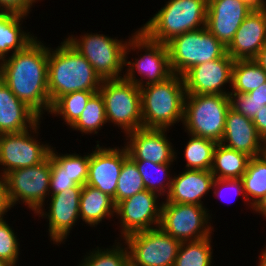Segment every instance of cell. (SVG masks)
I'll return each instance as SVG.
<instances>
[{
  "instance_id": "1",
  "label": "cell",
  "mask_w": 266,
  "mask_h": 266,
  "mask_svg": "<svg viewBox=\"0 0 266 266\" xmlns=\"http://www.w3.org/2000/svg\"><path fill=\"white\" fill-rule=\"evenodd\" d=\"M48 53L49 47L36 37L24 49L0 61V79L40 118L45 110H51Z\"/></svg>"
},
{
  "instance_id": "2",
  "label": "cell",
  "mask_w": 266,
  "mask_h": 266,
  "mask_svg": "<svg viewBox=\"0 0 266 266\" xmlns=\"http://www.w3.org/2000/svg\"><path fill=\"white\" fill-rule=\"evenodd\" d=\"M48 53V92L52 104L62 95L76 91L98 92L102 79L92 65L64 39Z\"/></svg>"
},
{
  "instance_id": "3",
  "label": "cell",
  "mask_w": 266,
  "mask_h": 266,
  "mask_svg": "<svg viewBox=\"0 0 266 266\" xmlns=\"http://www.w3.org/2000/svg\"><path fill=\"white\" fill-rule=\"evenodd\" d=\"M143 127L171 129L183 122L185 85L181 75L140 88Z\"/></svg>"
},
{
  "instance_id": "4",
  "label": "cell",
  "mask_w": 266,
  "mask_h": 266,
  "mask_svg": "<svg viewBox=\"0 0 266 266\" xmlns=\"http://www.w3.org/2000/svg\"><path fill=\"white\" fill-rule=\"evenodd\" d=\"M208 0H168L139 28L151 40L167 44L174 37L205 27Z\"/></svg>"
},
{
  "instance_id": "5",
  "label": "cell",
  "mask_w": 266,
  "mask_h": 266,
  "mask_svg": "<svg viewBox=\"0 0 266 266\" xmlns=\"http://www.w3.org/2000/svg\"><path fill=\"white\" fill-rule=\"evenodd\" d=\"M229 108L226 95L186 94L182 125L188 134L220 143Z\"/></svg>"
},
{
  "instance_id": "6",
  "label": "cell",
  "mask_w": 266,
  "mask_h": 266,
  "mask_svg": "<svg viewBox=\"0 0 266 266\" xmlns=\"http://www.w3.org/2000/svg\"><path fill=\"white\" fill-rule=\"evenodd\" d=\"M135 49L136 51L138 49V52L139 50H144L141 52L145 53L143 55H138V57H140L137 59L135 58L134 62L127 61V55L131 50L135 51ZM124 66H128V70L126 69V72L123 73V78L134 83L139 88L165 81L173 75L167 45L151 40L140 29L137 30L134 35L132 33L131 38L129 37L125 48ZM136 72L141 75L142 79L136 78Z\"/></svg>"
},
{
  "instance_id": "7",
  "label": "cell",
  "mask_w": 266,
  "mask_h": 266,
  "mask_svg": "<svg viewBox=\"0 0 266 266\" xmlns=\"http://www.w3.org/2000/svg\"><path fill=\"white\" fill-rule=\"evenodd\" d=\"M173 74L183 76L190 68L224 57L227 48L206 27L183 33L167 44Z\"/></svg>"
},
{
  "instance_id": "8",
  "label": "cell",
  "mask_w": 266,
  "mask_h": 266,
  "mask_svg": "<svg viewBox=\"0 0 266 266\" xmlns=\"http://www.w3.org/2000/svg\"><path fill=\"white\" fill-rule=\"evenodd\" d=\"M105 104L107 122L127 134L143 127L140 88L120 79L103 80L99 89Z\"/></svg>"
},
{
  "instance_id": "9",
  "label": "cell",
  "mask_w": 266,
  "mask_h": 266,
  "mask_svg": "<svg viewBox=\"0 0 266 266\" xmlns=\"http://www.w3.org/2000/svg\"><path fill=\"white\" fill-rule=\"evenodd\" d=\"M74 35L65 38L74 49L92 65L102 80L123 78L126 41L104 34L86 33L80 38Z\"/></svg>"
},
{
  "instance_id": "10",
  "label": "cell",
  "mask_w": 266,
  "mask_h": 266,
  "mask_svg": "<svg viewBox=\"0 0 266 266\" xmlns=\"http://www.w3.org/2000/svg\"><path fill=\"white\" fill-rule=\"evenodd\" d=\"M50 175V155L40 164L6 173L7 197L11 208L20 201L34 214L43 208L45 198L50 195Z\"/></svg>"
},
{
  "instance_id": "11",
  "label": "cell",
  "mask_w": 266,
  "mask_h": 266,
  "mask_svg": "<svg viewBox=\"0 0 266 266\" xmlns=\"http://www.w3.org/2000/svg\"><path fill=\"white\" fill-rule=\"evenodd\" d=\"M200 205L162 202L159 228L180 242L211 236V215Z\"/></svg>"
},
{
  "instance_id": "12",
  "label": "cell",
  "mask_w": 266,
  "mask_h": 266,
  "mask_svg": "<svg viewBox=\"0 0 266 266\" xmlns=\"http://www.w3.org/2000/svg\"><path fill=\"white\" fill-rule=\"evenodd\" d=\"M130 266H174L181 242L159 227L127 235Z\"/></svg>"
},
{
  "instance_id": "13",
  "label": "cell",
  "mask_w": 266,
  "mask_h": 266,
  "mask_svg": "<svg viewBox=\"0 0 266 266\" xmlns=\"http://www.w3.org/2000/svg\"><path fill=\"white\" fill-rule=\"evenodd\" d=\"M40 122L39 120L31 129L20 133L0 135V166L4 167L0 172L2 175L12 170L40 164L50 155L52 146L36 140Z\"/></svg>"
},
{
  "instance_id": "14",
  "label": "cell",
  "mask_w": 266,
  "mask_h": 266,
  "mask_svg": "<svg viewBox=\"0 0 266 266\" xmlns=\"http://www.w3.org/2000/svg\"><path fill=\"white\" fill-rule=\"evenodd\" d=\"M157 198V193L143 190L116 204L115 215L120 219L121 239L131 233L159 227L162 204Z\"/></svg>"
},
{
  "instance_id": "15",
  "label": "cell",
  "mask_w": 266,
  "mask_h": 266,
  "mask_svg": "<svg viewBox=\"0 0 266 266\" xmlns=\"http://www.w3.org/2000/svg\"><path fill=\"white\" fill-rule=\"evenodd\" d=\"M235 60L227 53L224 57L190 68L182 77L186 94H221L230 92L224 85H232V70ZM224 89V90H223Z\"/></svg>"
},
{
  "instance_id": "16",
  "label": "cell",
  "mask_w": 266,
  "mask_h": 266,
  "mask_svg": "<svg viewBox=\"0 0 266 266\" xmlns=\"http://www.w3.org/2000/svg\"><path fill=\"white\" fill-rule=\"evenodd\" d=\"M82 186L66 189L58 194L51 195L49 212L41 208L35 214L49 220L48 233L53 244L60 245L68 237L72 227L80 219V195ZM79 218V219H78Z\"/></svg>"
},
{
  "instance_id": "17",
  "label": "cell",
  "mask_w": 266,
  "mask_h": 266,
  "mask_svg": "<svg viewBox=\"0 0 266 266\" xmlns=\"http://www.w3.org/2000/svg\"><path fill=\"white\" fill-rule=\"evenodd\" d=\"M167 129L139 128L127 134L125 148L133 161L172 164L177 152L167 138Z\"/></svg>"
},
{
  "instance_id": "18",
  "label": "cell",
  "mask_w": 266,
  "mask_h": 266,
  "mask_svg": "<svg viewBox=\"0 0 266 266\" xmlns=\"http://www.w3.org/2000/svg\"><path fill=\"white\" fill-rule=\"evenodd\" d=\"M255 8L245 0H208L206 29L226 48Z\"/></svg>"
},
{
  "instance_id": "19",
  "label": "cell",
  "mask_w": 266,
  "mask_h": 266,
  "mask_svg": "<svg viewBox=\"0 0 266 266\" xmlns=\"http://www.w3.org/2000/svg\"><path fill=\"white\" fill-rule=\"evenodd\" d=\"M90 153L89 172L86 185L99 189L111 198L116 196V187L123 162L129 157L124 147L106 148L99 145Z\"/></svg>"
},
{
  "instance_id": "20",
  "label": "cell",
  "mask_w": 266,
  "mask_h": 266,
  "mask_svg": "<svg viewBox=\"0 0 266 266\" xmlns=\"http://www.w3.org/2000/svg\"><path fill=\"white\" fill-rule=\"evenodd\" d=\"M266 44V7L255 8L235 32L227 53L234 60L254 59Z\"/></svg>"
},
{
  "instance_id": "21",
  "label": "cell",
  "mask_w": 266,
  "mask_h": 266,
  "mask_svg": "<svg viewBox=\"0 0 266 266\" xmlns=\"http://www.w3.org/2000/svg\"><path fill=\"white\" fill-rule=\"evenodd\" d=\"M227 148L257 157L266 152V144L260 137L252 119L229 108L225 129L220 142Z\"/></svg>"
},
{
  "instance_id": "22",
  "label": "cell",
  "mask_w": 266,
  "mask_h": 266,
  "mask_svg": "<svg viewBox=\"0 0 266 266\" xmlns=\"http://www.w3.org/2000/svg\"><path fill=\"white\" fill-rule=\"evenodd\" d=\"M174 175L165 201L203 206L201 198L212 189L214 181L211 171L186 169Z\"/></svg>"
},
{
  "instance_id": "23",
  "label": "cell",
  "mask_w": 266,
  "mask_h": 266,
  "mask_svg": "<svg viewBox=\"0 0 266 266\" xmlns=\"http://www.w3.org/2000/svg\"><path fill=\"white\" fill-rule=\"evenodd\" d=\"M41 118L0 79V135L31 129Z\"/></svg>"
},
{
  "instance_id": "24",
  "label": "cell",
  "mask_w": 266,
  "mask_h": 266,
  "mask_svg": "<svg viewBox=\"0 0 266 266\" xmlns=\"http://www.w3.org/2000/svg\"><path fill=\"white\" fill-rule=\"evenodd\" d=\"M241 179L247 205L261 214L266 209V152L250 158Z\"/></svg>"
},
{
  "instance_id": "25",
  "label": "cell",
  "mask_w": 266,
  "mask_h": 266,
  "mask_svg": "<svg viewBox=\"0 0 266 266\" xmlns=\"http://www.w3.org/2000/svg\"><path fill=\"white\" fill-rule=\"evenodd\" d=\"M113 198L90 185L82 186L79 214L90 227L97 226L102 220L115 215Z\"/></svg>"
},
{
  "instance_id": "26",
  "label": "cell",
  "mask_w": 266,
  "mask_h": 266,
  "mask_svg": "<svg viewBox=\"0 0 266 266\" xmlns=\"http://www.w3.org/2000/svg\"><path fill=\"white\" fill-rule=\"evenodd\" d=\"M25 17L23 14L0 12V61L7 58L9 52L13 54L24 49L36 38L22 30Z\"/></svg>"
},
{
  "instance_id": "27",
  "label": "cell",
  "mask_w": 266,
  "mask_h": 266,
  "mask_svg": "<svg viewBox=\"0 0 266 266\" xmlns=\"http://www.w3.org/2000/svg\"><path fill=\"white\" fill-rule=\"evenodd\" d=\"M250 156L217 143L213 152L211 173L218 179H241Z\"/></svg>"
},
{
  "instance_id": "28",
  "label": "cell",
  "mask_w": 266,
  "mask_h": 266,
  "mask_svg": "<svg viewBox=\"0 0 266 266\" xmlns=\"http://www.w3.org/2000/svg\"><path fill=\"white\" fill-rule=\"evenodd\" d=\"M266 82V73L253 60H235L230 93L245 94Z\"/></svg>"
},
{
  "instance_id": "29",
  "label": "cell",
  "mask_w": 266,
  "mask_h": 266,
  "mask_svg": "<svg viewBox=\"0 0 266 266\" xmlns=\"http://www.w3.org/2000/svg\"><path fill=\"white\" fill-rule=\"evenodd\" d=\"M108 123L105 113V104L100 92L94 93L86 104L79 118L70 126L82 134H97L104 124Z\"/></svg>"
},
{
  "instance_id": "30",
  "label": "cell",
  "mask_w": 266,
  "mask_h": 266,
  "mask_svg": "<svg viewBox=\"0 0 266 266\" xmlns=\"http://www.w3.org/2000/svg\"><path fill=\"white\" fill-rule=\"evenodd\" d=\"M212 236L196 241L181 242L174 266H211Z\"/></svg>"
},
{
  "instance_id": "31",
  "label": "cell",
  "mask_w": 266,
  "mask_h": 266,
  "mask_svg": "<svg viewBox=\"0 0 266 266\" xmlns=\"http://www.w3.org/2000/svg\"><path fill=\"white\" fill-rule=\"evenodd\" d=\"M134 162L136 163L137 169L142 176L145 189L155 192L161 197L164 195L167 196L173 178L169 171L172 164H155L149 161Z\"/></svg>"
},
{
  "instance_id": "32",
  "label": "cell",
  "mask_w": 266,
  "mask_h": 266,
  "mask_svg": "<svg viewBox=\"0 0 266 266\" xmlns=\"http://www.w3.org/2000/svg\"><path fill=\"white\" fill-rule=\"evenodd\" d=\"M189 137L191 138L183 151L187 161L185 169L210 171L213 164V152L217 143L191 134Z\"/></svg>"
},
{
  "instance_id": "33",
  "label": "cell",
  "mask_w": 266,
  "mask_h": 266,
  "mask_svg": "<svg viewBox=\"0 0 266 266\" xmlns=\"http://www.w3.org/2000/svg\"><path fill=\"white\" fill-rule=\"evenodd\" d=\"M96 92L76 91L60 96L51 106L50 114L62 116L67 126H71L84 111L90 97Z\"/></svg>"
},
{
  "instance_id": "34",
  "label": "cell",
  "mask_w": 266,
  "mask_h": 266,
  "mask_svg": "<svg viewBox=\"0 0 266 266\" xmlns=\"http://www.w3.org/2000/svg\"><path fill=\"white\" fill-rule=\"evenodd\" d=\"M110 247L101 249L98 246L94 251L87 252L78 266H130L128 247L123 246L119 240Z\"/></svg>"
},
{
  "instance_id": "35",
  "label": "cell",
  "mask_w": 266,
  "mask_h": 266,
  "mask_svg": "<svg viewBox=\"0 0 266 266\" xmlns=\"http://www.w3.org/2000/svg\"><path fill=\"white\" fill-rule=\"evenodd\" d=\"M145 189L142 176L139 173L136 163L128 157L121 167L120 176L116 187V196L113 198L116 205L120 201L131 197Z\"/></svg>"
},
{
  "instance_id": "36",
  "label": "cell",
  "mask_w": 266,
  "mask_h": 266,
  "mask_svg": "<svg viewBox=\"0 0 266 266\" xmlns=\"http://www.w3.org/2000/svg\"><path fill=\"white\" fill-rule=\"evenodd\" d=\"M53 147L50 149V156L65 170L71 177V180L79 186L86 185L89 172L90 154L79 155L73 154H59L54 151Z\"/></svg>"
},
{
  "instance_id": "37",
  "label": "cell",
  "mask_w": 266,
  "mask_h": 266,
  "mask_svg": "<svg viewBox=\"0 0 266 266\" xmlns=\"http://www.w3.org/2000/svg\"><path fill=\"white\" fill-rule=\"evenodd\" d=\"M4 219H0V259L16 266L20 255L19 239Z\"/></svg>"
},
{
  "instance_id": "38",
  "label": "cell",
  "mask_w": 266,
  "mask_h": 266,
  "mask_svg": "<svg viewBox=\"0 0 266 266\" xmlns=\"http://www.w3.org/2000/svg\"><path fill=\"white\" fill-rule=\"evenodd\" d=\"M228 96L230 108L252 120L256 113L259 112L262 107H264L262 103H258L251 99L247 93H230Z\"/></svg>"
},
{
  "instance_id": "39",
  "label": "cell",
  "mask_w": 266,
  "mask_h": 266,
  "mask_svg": "<svg viewBox=\"0 0 266 266\" xmlns=\"http://www.w3.org/2000/svg\"><path fill=\"white\" fill-rule=\"evenodd\" d=\"M76 186L77 184L71 180L65 170L51 157L50 195L58 194Z\"/></svg>"
},
{
  "instance_id": "40",
  "label": "cell",
  "mask_w": 266,
  "mask_h": 266,
  "mask_svg": "<svg viewBox=\"0 0 266 266\" xmlns=\"http://www.w3.org/2000/svg\"><path fill=\"white\" fill-rule=\"evenodd\" d=\"M212 188H213L212 191L214 190L213 194L215 196H217V198H219V199L222 198L221 201L224 200L223 198L226 196V194L224 193L226 190H227L226 193L228 192V190H230L229 191L230 193H228L229 195L231 194V191L233 190V192H232L233 196L235 194L234 198L236 196H239V194H241L244 201H245V204L247 202L245 195H244V188H243L242 179H218V178H214ZM231 201H230V203H231Z\"/></svg>"
},
{
  "instance_id": "41",
  "label": "cell",
  "mask_w": 266,
  "mask_h": 266,
  "mask_svg": "<svg viewBox=\"0 0 266 266\" xmlns=\"http://www.w3.org/2000/svg\"><path fill=\"white\" fill-rule=\"evenodd\" d=\"M39 0H0V12H12L28 16L33 3Z\"/></svg>"
},
{
  "instance_id": "42",
  "label": "cell",
  "mask_w": 266,
  "mask_h": 266,
  "mask_svg": "<svg viewBox=\"0 0 266 266\" xmlns=\"http://www.w3.org/2000/svg\"><path fill=\"white\" fill-rule=\"evenodd\" d=\"M9 210H11V205L7 197L6 179L5 175L0 173V219L4 218V215H6Z\"/></svg>"
},
{
  "instance_id": "43",
  "label": "cell",
  "mask_w": 266,
  "mask_h": 266,
  "mask_svg": "<svg viewBox=\"0 0 266 266\" xmlns=\"http://www.w3.org/2000/svg\"><path fill=\"white\" fill-rule=\"evenodd\" d=\"M252 121L260 137L266 144V106L262 107L261 110L256 113Z\"/></svg>"
},
{
  "instance_id": "44",
  "label": "cell",
  "mask_w": 266,
  "mask_h": 266,
  "mask_svg": "<svg viewBox=\"0 0 266 266\" xmlns=\"http://www.w3.org/2000/svg\"><path fill=\"white\" fill-rule=\"evenodd\" d=\"M251 99L266 106V82L260 85L257 89L247 93Z\"/></svg>"
},
{
  "instance_id": "45",
  "label": "cell",
  "mask_w": 266,
  "mask_h": 266,
  "mask_svg": "<svg viewBox=\"0 0 266 266\" xmlns=\"http://www.w3.org/2000/svg\"><path fill=\"white\" fill-rule=\"evenodd\" d=\"M266 73V44L259 50L257 56L253 59Z\"/></svg>"
},
{
  "instance_id": "46",
  "label": "cell",
  "mask_w": 266,
  "mask_h": 266,
  "mask_svg": "<svg viewBox=\"0 0 266 266\" xmlns=\"http://www.w3.org/2000/svg\"><path fill=\"white\" fill-rule=\"evenodd\" d=\"M245 1H247L254 8H265L266 7L265 0H245Z\"/></svg>"
},
{
  "instance_id": "47",
  "label": "cell",
  "mask_w": 266,
  "mask_h": 266,
  "mask_svg": "<svg viewBox=\"0 0 266 266\" xmlns=\"http://www.w3.org/2000/svg\"><path fill=\"white\" fill-rule=\"evenodd\" d=\"M265 249H263L264 251H261V256L259 255V262H258V266H266V246L264 247Z\"/></svg>"
},
{
  "instance_id": "48",
  "label": "cell",
  "mask_w": 266,
  "mask_h": 266,
  "mask_svg": "<svg viewBox=\"0 0 266 266\" xmlns=\"http://www.w3.org/2000/svg\"><path fill=\"white\" fill-rule=\"evenodd\" d=\"M0 266H12L7 261L0 259Z\"/></svg>"
},
{
  "instance_id": "49",
  "label": "cell",
  "mask_w": 266,
  "mask_h": 266,
  "mask_svg": "<svg viewBox=\"0 0 266 266\" xmlns=\"http://www.w3.org/2000/svg\"><path fill=\"white\" fill-rule=\"evenodd\" d=\"M261 215L264 216L266 219V209L261 213Z\"/></svg>"
}]
</instances>
